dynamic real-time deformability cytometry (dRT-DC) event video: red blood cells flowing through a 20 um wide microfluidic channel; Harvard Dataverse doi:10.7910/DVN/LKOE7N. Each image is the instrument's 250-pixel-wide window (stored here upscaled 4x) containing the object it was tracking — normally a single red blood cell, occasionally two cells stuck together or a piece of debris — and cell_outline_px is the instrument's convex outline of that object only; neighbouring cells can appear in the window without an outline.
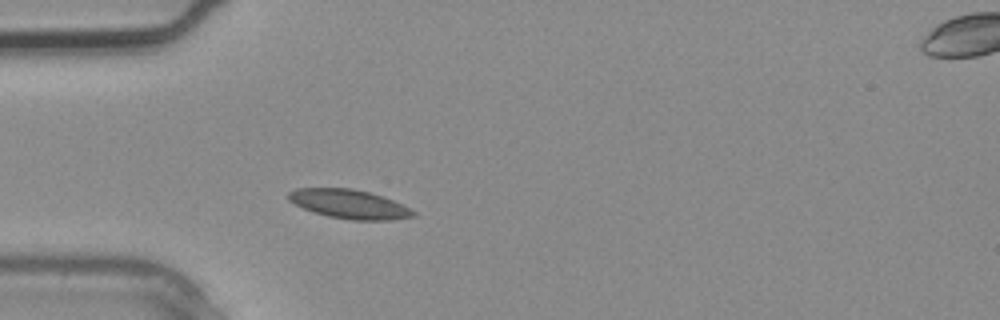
{"species": "common noctule bat (a hibernating species)", "species_latin": "Nyctalus noctula", "temperature_condition": "warm", "stored_images_in_passage": 4, "segment_of_instrument_passage": [1, 2], "camera_frame_rate_fps": 3000, "um_per_image_px": 0.085, "animal": {"sex": "male", "body_mass_g": 20.4}, "frame": {"image": 1, "passage_image": 3, "time_ms": 0.667, "image_size_px": [1000, 320], "cell_outline_px": [[416, 216], [388, 220], [352, 220], [328, 216], [304, 208], [288, 200], [288, 192], [296, 188], [352, 188], [368, 192], [392, 200], [416, 212]], "centroid_in_image_um": [29.66, 17.34], "position_along_channel_um": 55.3, "area_um2": 20.75}}